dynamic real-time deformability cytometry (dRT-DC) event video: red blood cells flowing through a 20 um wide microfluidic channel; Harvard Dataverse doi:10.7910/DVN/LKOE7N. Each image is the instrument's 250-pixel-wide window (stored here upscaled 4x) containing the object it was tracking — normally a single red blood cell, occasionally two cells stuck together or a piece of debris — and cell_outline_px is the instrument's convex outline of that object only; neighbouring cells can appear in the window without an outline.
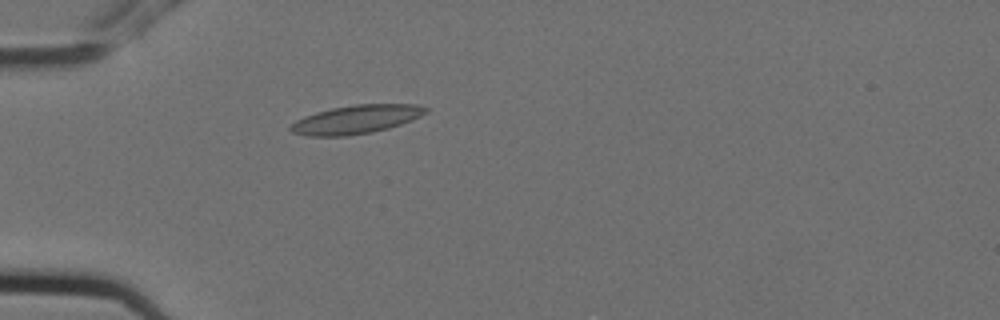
{"species": "Egyptian fruit bat (a non-hibernating species)", "species_latin": "Rousettus aegyptiacus", "temperature_condition": "cold", "stored_images_in_passage": 2, "camera_frame_rate_fps": 3000, "um_per_image_px": 0.085, "animal": {"sex": "female"}, "frame": {"image": 1, "passage_image": 2, "time_ms": 0.333, "image_size_px": [1000, 320], "cell_outline_px": [[428, 112], [412, 120], [388, 128], [372, 132], [344, 136], [304, 136], [292, 132], [288, 128], [296, 120], [304, 116], [316, 112], [332, 108], [356, 104], [416, 104], [428, 108]], "centroid_in_image_um": [30.26, 10.15], "position_along_channel_um": 54.7, "area_um2": 22.48}}